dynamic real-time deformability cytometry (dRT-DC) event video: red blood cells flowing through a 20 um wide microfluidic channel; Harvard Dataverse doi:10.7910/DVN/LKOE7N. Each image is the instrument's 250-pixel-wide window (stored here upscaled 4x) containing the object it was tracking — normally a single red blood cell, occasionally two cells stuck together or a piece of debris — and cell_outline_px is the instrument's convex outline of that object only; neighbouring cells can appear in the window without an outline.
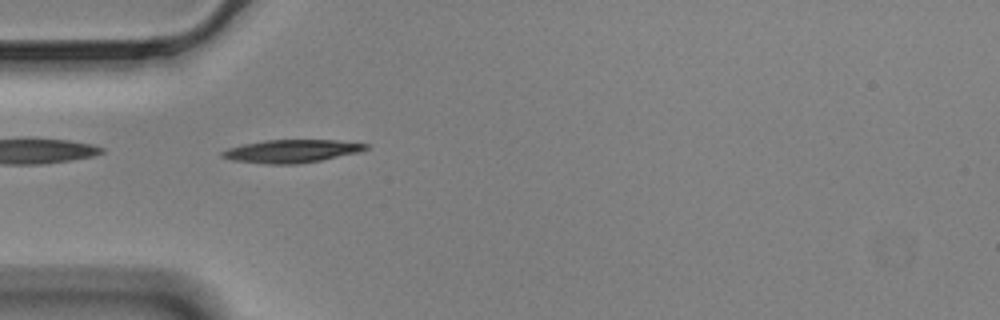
{"species": "Egyptian fruit bat (a non-hibernating species)", "species_latin": "Rousettus aegyptiacus", "temperature_condition": "cold", "stored_images_in_passage": 42, "camera_frame_rate_fps": 3000, "um_per_image_px": 0.085, "animal": {"sex": "male"}, "frame": {"image": 1, "passage_image": 2, "time_ms": 0.333, "image_size_px": [1000, 320], "cell_outline_px": [[368, 148], [360, 152], [300, 164], [268, 164], [232, 160], [220, 156], [220, 152], [228, 148], [244, 144], [264, 140], [336, 140], [368, 144]], "centroid_in_image_um": [24.77, 12.85], "position_along_channel_um": 60.2, "area_um2": 19.19}}
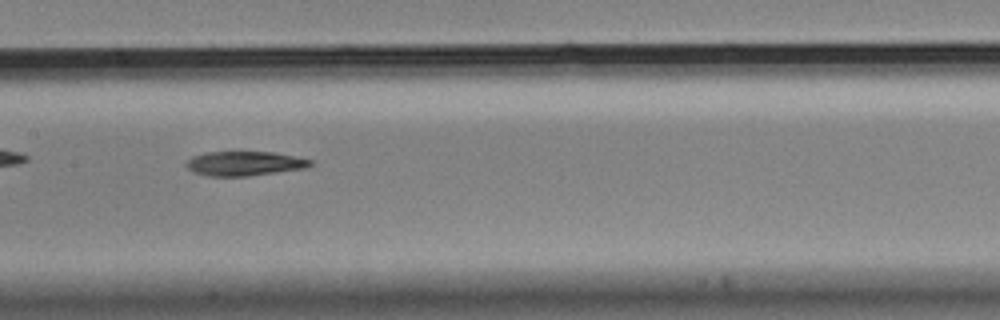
{"frame": {"image": 2, "passage_image": 13, "time_ms": 4.0, "image_size_px": [1000, 320], "cell_outline_px": [[312, 164], [308, 168], [248, 176], [208, 176], [192, 172], [188, 168], [188, 160], [192, 156], [208, 152], [272, 152], [312, 160]], "centroid_in_image_um": [20.79, 13.9], "position_along_channel_um": 186.6, "area_um2": 17.51}}
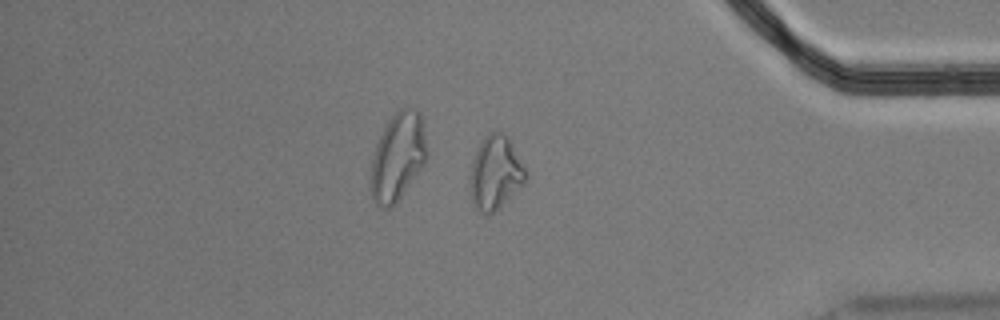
{"frame": {"image": 3, "passage_image": 33, "time_ms": 10.667, "image_size_px": [1000, 320], "cell_outline_px": [[528, 176], [524, 184], [496, 212], [480, 212], [472, 204], [468, 184], [468, 176], [472, 160], [484, 136], [488, 132], [504, 132], [508, 136], [528, 172]], "centroid_in_image_um": [42.1, 14.69], "position_along_channel_um": 393.1, "area_um2": 24.45}}